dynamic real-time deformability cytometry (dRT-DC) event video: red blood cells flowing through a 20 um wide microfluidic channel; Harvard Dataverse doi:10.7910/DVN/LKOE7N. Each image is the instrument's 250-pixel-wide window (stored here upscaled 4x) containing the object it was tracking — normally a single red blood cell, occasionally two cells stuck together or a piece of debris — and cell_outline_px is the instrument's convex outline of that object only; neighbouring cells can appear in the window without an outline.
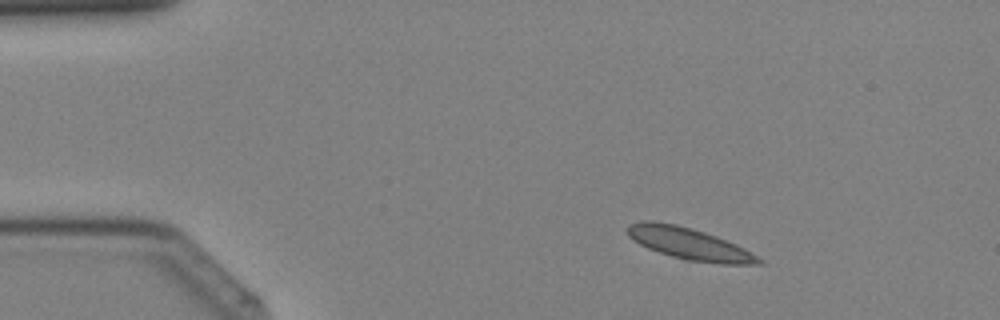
{"species": "Egyptian fruit bat (a non-hibernating species)", "species_latin": "Rousettus aegyptiacus", "temperature_condition": "cold", "stored_images_in_passage": 11, "camera_frame_rate_fps": 3000, "um_per_image_px": 0.085, "animal": {"sex": "female"}, "frame": {"image": 1, "passage_image": 4, "time_ms": 1.0, "image_size_px": [1000, 320], "cell_outline_px": [[764, 264], [720, 264], [684, 260], [648, 248], [632, 240], [628, 236], [628, 224], [640, 220], [652, 220], [676, 224], [692, 228], [716, 236], [736, 244], [744, 248], [764, 260]], "centroid_in_image_um": [58.58, 20.71], "position_along_channel_um": 26.4, "area_um2": 24.45}}